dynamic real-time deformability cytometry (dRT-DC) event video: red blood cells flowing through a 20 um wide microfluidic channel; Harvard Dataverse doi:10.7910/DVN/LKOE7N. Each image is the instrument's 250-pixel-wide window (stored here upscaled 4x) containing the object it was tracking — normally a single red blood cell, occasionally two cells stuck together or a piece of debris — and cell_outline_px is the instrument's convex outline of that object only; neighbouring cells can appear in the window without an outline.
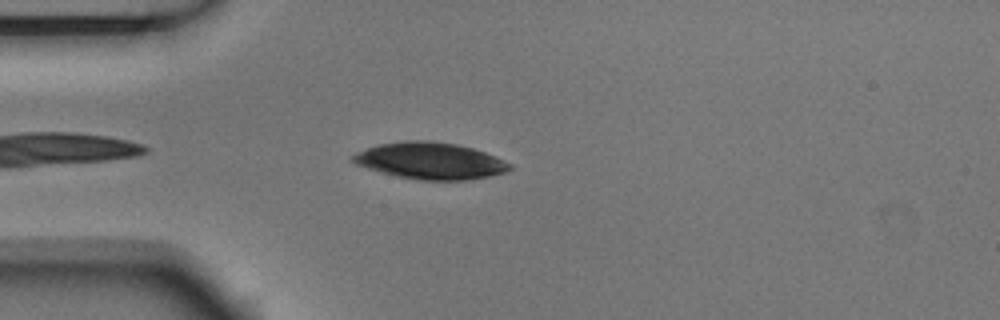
{"species": "Egyptian fruit bat (a non-hibernating species)", "species_latin": "Rousettus aegyptiacus", "temperature_condition": "room temperature", "stored_images_in_passage": 5, "camera_frame_rate_fps": 3000, "um_per_image_px": 0.085, "animal": {"sex": "male"}, "frame": {"image": 1, "passage_image": 4, "time_ms": 1.0, "image_size_px": [1000, 320], "cell_outline_px": [[512, 168], [504, 172], [488, 176], [464, 180], [420, 180], [396, 176], [380, 172], [356, 164], [352, 160], [352, 156], [356, 152], [380, 144], [408, 140], [428, 140], [456, 144], [472, 148], [496, 156], [512, 164]], "centroid_in_image_um": [36.58, 13.67], "position_along_channel_um": 48.4, "area_um2": 33.29}}